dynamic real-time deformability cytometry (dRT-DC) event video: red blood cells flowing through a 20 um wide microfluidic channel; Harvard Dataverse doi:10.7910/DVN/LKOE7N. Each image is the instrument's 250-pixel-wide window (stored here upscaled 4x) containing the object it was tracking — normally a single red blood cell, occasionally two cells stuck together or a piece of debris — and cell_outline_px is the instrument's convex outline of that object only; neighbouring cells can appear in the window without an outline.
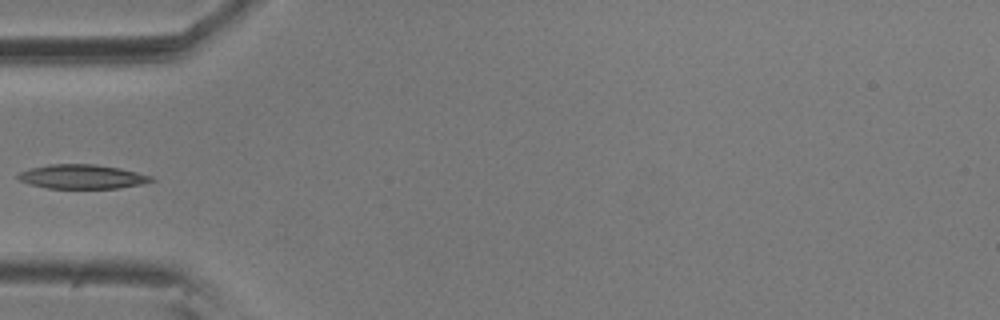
{"species": "common noctule bat (a hibernating species)", "species_latin": "Nyctalus noctula", "temperature_condition": "room temperature", "stored_images_in_passage": 3, "camera_frame_rate_fps": 3000, "um_per_image_px": 0.085, "animal": {"sex": "male", "body_mass_g": 20.5, "forearm_length_mm": 52.5}, "frame": {"image": 1, "passage_image": 2, "time_ms": 0.333, "image_size_px": [1000, 320], "cell_outline_px": [[156, 180], [140, 184], [120, 188], [48, 188], [32, 184], [20, 180], [16, 176], [20, 172], [32, 168], [48, 164], [96, 164], [120, 168], [152, 176]], "centroid_in_image_um": [7.01, 15.01], "position_along_channel_um": 78.0, "area_um2": 18.61}}
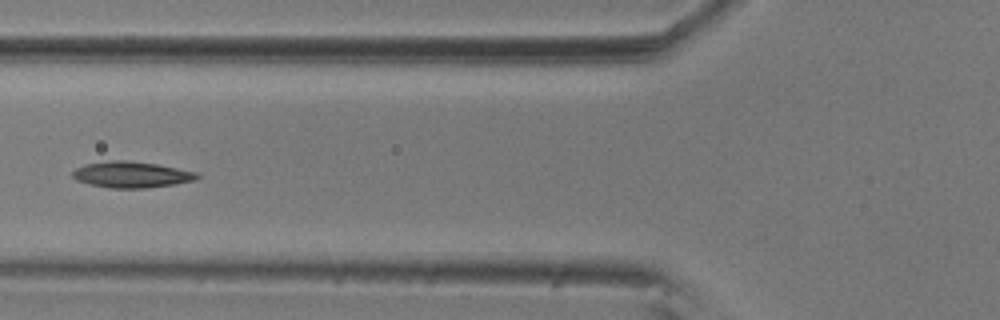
{"frame": {"image": 2, "passage_image": 3, "time_ms": 0.667, "image_size_px": [1000, 320], "cell_outline_px": [[200, 176], [196, 180], [176, 184], [144, 188], [108, 188], [88, 184], [76, 180], [72, 176], [72, 172], [76, 168], [84, 164], [108, 160], [124, 160], [156, 164], [196, 172]], "centroid_in_image_um": [11.14, 14.84], "position_along_channel_um": 114.7, "area_um2": 19.02}}